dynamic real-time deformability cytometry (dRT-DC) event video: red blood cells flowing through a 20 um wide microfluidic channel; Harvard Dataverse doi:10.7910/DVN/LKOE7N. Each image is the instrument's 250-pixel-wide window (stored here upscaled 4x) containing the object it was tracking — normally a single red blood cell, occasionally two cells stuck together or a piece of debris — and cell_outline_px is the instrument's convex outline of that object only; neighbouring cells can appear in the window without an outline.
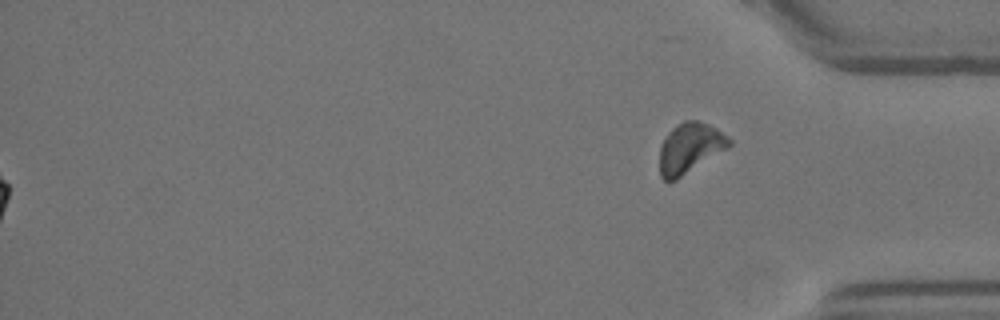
{"species": "Egyptian fruit bat (a non-hibernating species)", "species_latin": "Rousettus aegyptiacus", "temperature_condition": "warm", "stored_images_in_passage": 53, "segment_of_instrument_passage": [2, 2], "camera_frame_rate_fps": 3000, "um_per_image_px": 0.085, "animal": {"sex": "female"}, "frame": {"image": 1, "passage_image": 53, "time_ms": 17.333, "image_size_px": [1000, 320], "cell_outline_px": [[732, 144], [728, 148], [676, 180], [668, 184], [660, 176], [660, 148], [668, 132], [676, 124], [684, 120], [696, 120], [708, 124], [716, 128], [728, 136], [732, 140]], "centroid_in_image_um": [58.64, 12.59], "position_along_channel_um": 376.6, "area_um2": 20.52}}